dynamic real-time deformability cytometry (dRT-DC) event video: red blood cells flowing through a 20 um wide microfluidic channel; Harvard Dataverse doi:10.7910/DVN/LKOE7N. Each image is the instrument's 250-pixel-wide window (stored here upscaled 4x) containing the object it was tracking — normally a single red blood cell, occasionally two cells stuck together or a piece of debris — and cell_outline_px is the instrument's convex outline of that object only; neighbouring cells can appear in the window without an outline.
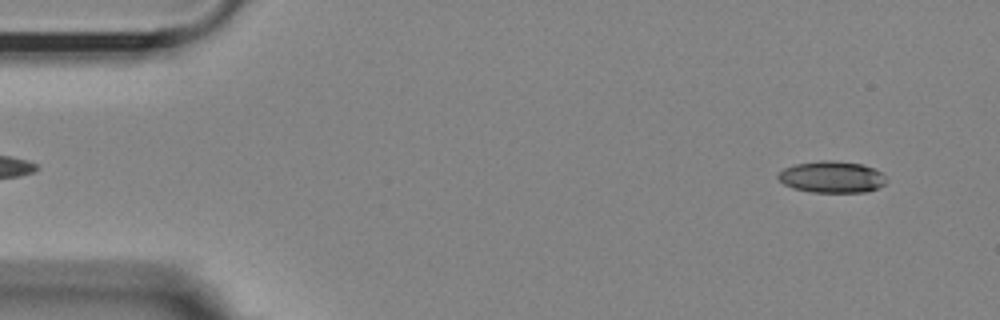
{"species": "Egyptian fruit bat (a non-hibernating species)", "species_latin": "Rousettus aegyptiacus", "temperature_condition": "room temperature", "stored_images_in_passage": 16, "camera_frame_rate_fps": 3000, "um_per_image_px": 0.085, "animal": {"sex": "female"}, "frame": {"image": 1, "passage_image": 3, "time_ms": 0.667, "image_size_px": [1000, 320], "cell_outline_px": [[888, 180], [884, 184], [876, 188], [864, 192], [812, 192], [792, 188], [784, 184], [776, 176], [784, 168], [796, 164], [820, 160], [832, 160], [860, 164], [872, 168], [880, 172]], "centroid_in_image_um": [70.68, 15.04], "position_along_channel_um": 14.3, "area_um2": 19.77}}
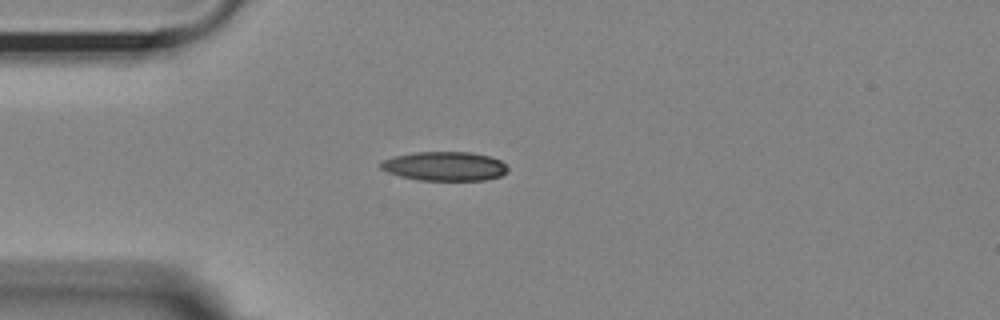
{"frame": {"image": 2, "passage_image": 13, "time_ms": 4.0, "image_size_px": [1000, 320], "cell_outline_px": [[508, 172], [500, 176], [484, 180], [420, 180], [400, 176], [388, 172], [380, 168], [380, 164], [384, 160], [396, 156], [416, 152], [472, 152], [488, 156], [500, 160], [508, 168]], "centroid_in_image_um": [37.82, 14.13], "position_along_channel_um": 47.2, "area_um2": 21.39}}